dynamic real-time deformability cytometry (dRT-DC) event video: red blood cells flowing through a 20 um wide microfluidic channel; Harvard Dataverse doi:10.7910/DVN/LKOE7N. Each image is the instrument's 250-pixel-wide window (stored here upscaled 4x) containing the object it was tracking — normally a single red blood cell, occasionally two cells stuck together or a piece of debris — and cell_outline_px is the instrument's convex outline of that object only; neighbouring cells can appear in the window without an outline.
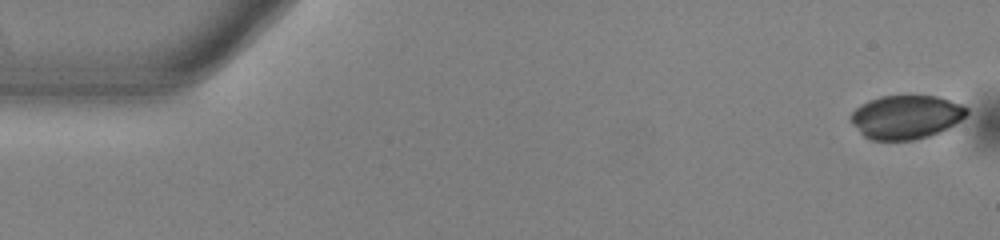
{"species": "common noctule bat (a hibernating species)", "species_latin": "Nyctalus noctula", "temperature_condition": "warm", "stored_images_in_passage": 39, "camera_frame_rate_fps": 3000, "um_per_image_px": 0.085, "animal": {"sex": "male", "body_mass_g": 13.0, "forearm_length_mm": 53.1}, "frame": {"image": 1, "passage_image": 1, "time_ms": 0.0, "image_size_px": [1000, 240], "cell_outline_px": [[968, 112], [960, 120], [948, 128], [940, 132], [928, 136], [912, 140], [872, 140], [864, 136], [852, 124], [852, 112], [860, 104], [868, 100], [880, 96], [936, 96], [960, 104], [968, 108]], "centroid_in_image_um": [77.0, 9.94], "position_along_channel_um": 8.0, "area_um2": 29.3}}
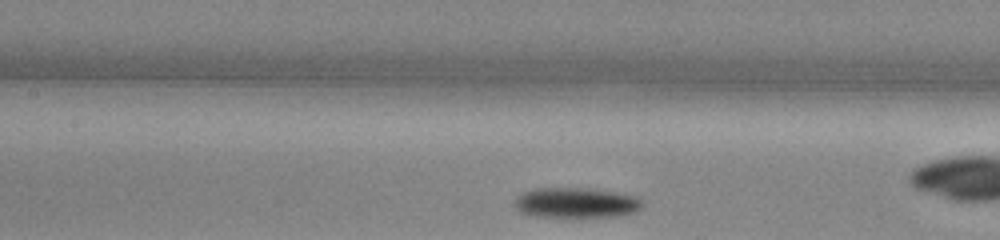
{"frame": {"image": 2, "passage_image": 21, "time_ms": 6.667, "image_size_px": [1000, 240], "cell_outline_px": [[644, 204], [636, 212], [616, 216], [580, 220], [532, 216], [520, 212], [516, 208], [516, 196], [524, 192], [536, 188], [588, 188], [636, 196]], "centroid_in_image_um": [48.96, 17.29], "position_along_channel_um": 158.4, "area_um2": 23.41}}
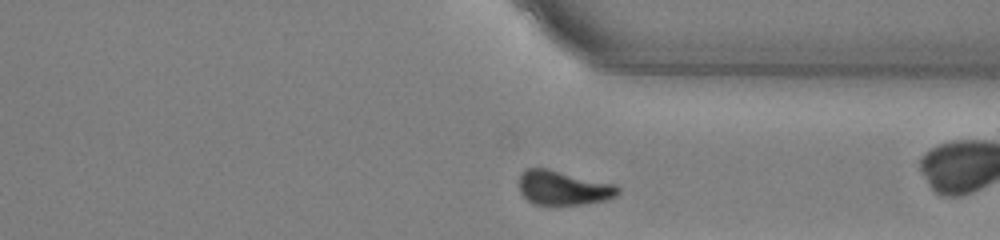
{"frame": {"image": 3, "passage_image": 37, "time_ms": 12.0, "image_size_px": [1000, 240], "cell_outline_px": [[620, 192], [616, 196], [604, 200], [584, 204], [532, 204], [520, 192], [520, 176], [524, 168], [548, 168], [616, 184], [620, 188]], "centroid_in_image_um": [47.89, 15.95], "position_along_channel_um": 363.5, "area_um2": 19.83}}